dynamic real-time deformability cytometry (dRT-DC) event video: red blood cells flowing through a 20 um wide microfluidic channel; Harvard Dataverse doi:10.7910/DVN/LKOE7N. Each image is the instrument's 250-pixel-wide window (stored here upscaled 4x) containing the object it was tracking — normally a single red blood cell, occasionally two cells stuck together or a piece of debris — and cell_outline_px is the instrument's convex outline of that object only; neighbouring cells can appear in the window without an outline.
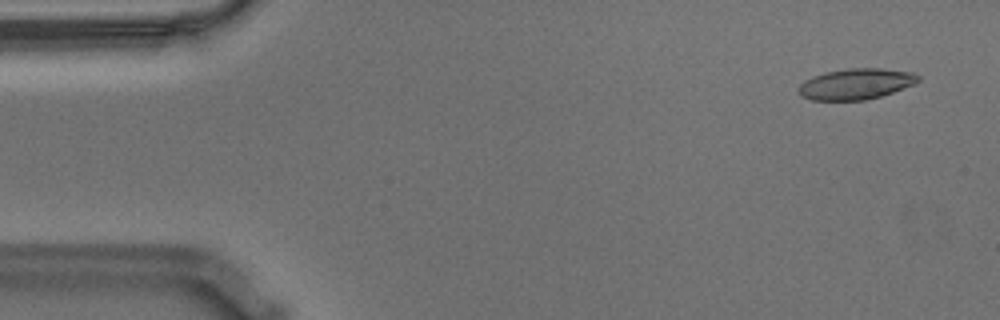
{"species": "Egyptian fruit bat (a non-hibernating species)", "species_latin": "Rousettus aegyptiacus", "temperature_condition": "warm", "stored_images_in_passage": 56, "camera_frame_rate_fps": 3000, "um_per_image_px": 0.085, "animal": {"sex": "male"}, "frame": {"image": 1, "passage_image": 3, "time_ms": 0.667, "image_size_px": [1000, 320], "cell_outline_px": [[920, 80], [916, 84], [880, 96], [864, 100], [812, 100], [800, 96], [796, 88], [804, 80], [812, 76], [824, 72], [848, 68], [884, 68], [912, 72], [920, 76]], "centroid_in_image_um": [72.73, 7.13], "position_along_channel_um": 12.3, "area_um2": 21.79}}
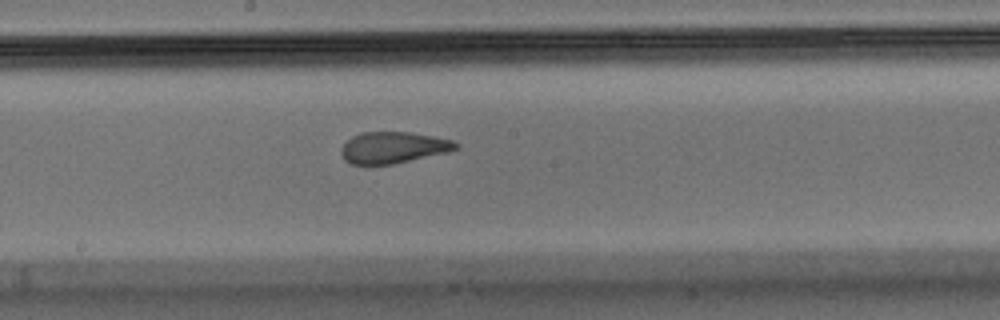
{"frame": {"image": 2, "passage_image": 29, "time_ms": 9.333, "image_size_px": [1000, 320], "cell_outline_px": [[460, 144], [456, 148], [448, 152], [392, 164], [352, 164], [344, 160], [340, 152], [340, 148], [352, 136], [360, 132], [412, 132], [456, 140]], "centroid_in_image_um": [33.43, 12.53], "position_along_channel_um": 214.8, "area_um2": 21.1}}
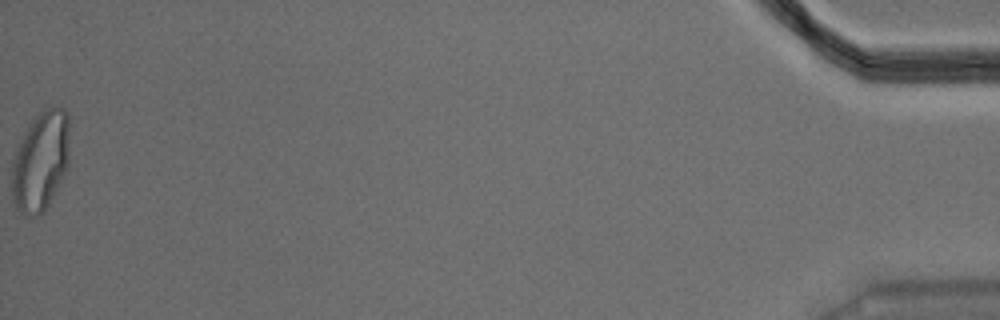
{"frame": {"image": 3, "passage_image": 56, "time_ms": 18.333, "image_size_px": [1000, 320], "cell_outline_px": [[68, 172], [44, 212], [40, 216], [24, 216], [12, 204], [12, 156], [28, 124], [44, 108], [64, 108], [68, 112]], "centroid_in_image_um": [3.44, 13.75], "position_along_channel_um": 431.8, "area_um2": 34.28}, "authors_computed_cell_mechanics": {"area_um2": 22.1952, "velocity_mm_per_s": 3.5625, "shape_relaxation_time_tau1_ms": 9.8631, "shape_relaxation_time_tau2_ms": 1.1399, "deformation_change_tau1": 0.2544, "deformation_change_tau2": 0.0794}}